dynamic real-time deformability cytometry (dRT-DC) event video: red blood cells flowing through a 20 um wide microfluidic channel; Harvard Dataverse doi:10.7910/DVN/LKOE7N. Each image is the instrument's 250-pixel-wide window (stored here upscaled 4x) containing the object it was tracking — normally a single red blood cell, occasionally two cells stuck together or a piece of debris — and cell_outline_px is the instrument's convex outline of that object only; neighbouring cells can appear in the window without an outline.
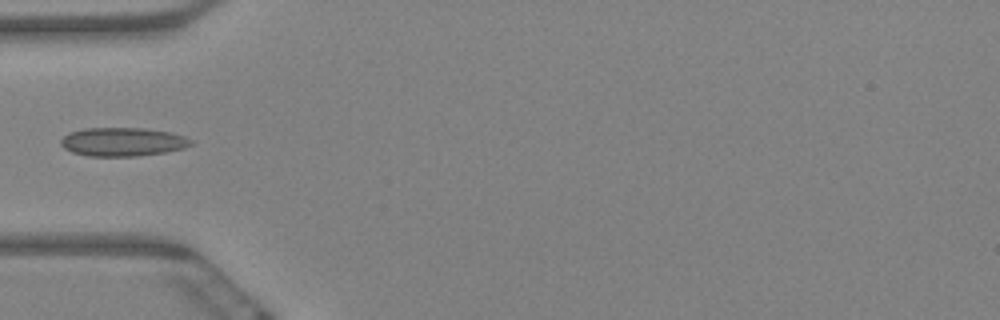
{"species": "Egyptian fruit bat (a non-hibernating species)", "species_latin": "Rousettus aegyptiacus", "temperature_condition": "warm", "stored_images_in_passage": 6, "camera_frame_rate_fps": 3000, "um_per_image_px": 0.085, "animal": {"sex": "female"}, "frame": {"image": 1, "passage_image": 1, "time_ms": 0.0, "image_size_px": [1000, 320], "cell_outline_px": [[192, 144], [184, 148], [164, 152], [136, 156], [88, 156], [72, 152], [64, 148], [60, 144], [60, 140], [68, 132], [84, 128], [144, 128], [172, 132], [184, 136], [192, 140]], "centroid_in_image_um": [10.41, 12.05], "position_along_channel_um": 74.6, "area_um2": 21.79}}
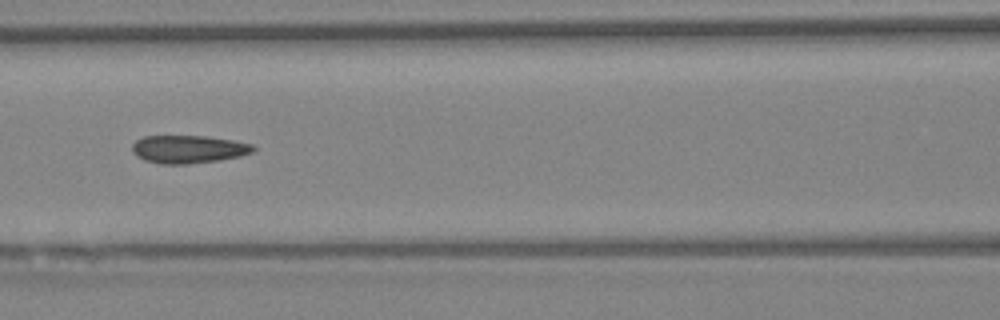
{"frame": {"image": 2, "passage_image": 3, "time_ms": 0.667, "image_size_px": [1000, 320], "cell_outline_px": [[256, 148], [252, 152], [240, 156], [216, 160], [188, 164], [160, 164], [144, 160], [136, 156], [132, 152], [132, 144], [136, 140], [144, 136], [204, 136], [232, 140], [252, 144]], "centroid_in_image_um": [15.97, 12.68], "position_along_channel_um": 150.6, "area_um2": 19.65}}
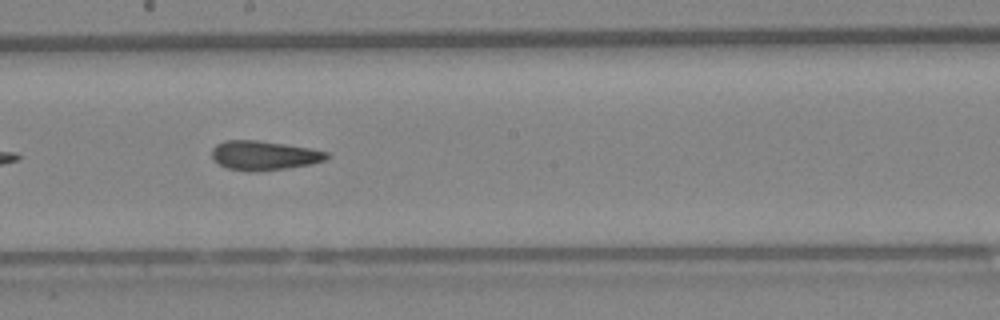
{"frame": {"image": 3, "passage_image": 5, "time_ms": 1.333, "image_size_px": [1000, 320], "cell_outline_px": [[332, 156], [324, 160], [308, 164], [284, 168], [228, 168], [220, 164], [212, 156], [212, 148], [216, 144], [224, 140], [256, 140], [284, 144], [308, 148], [328, 152]], "centroid_in_image_um": [22.46, 13.15], "position_along_channel_um": 225.7, "area_um2": 18.5}}